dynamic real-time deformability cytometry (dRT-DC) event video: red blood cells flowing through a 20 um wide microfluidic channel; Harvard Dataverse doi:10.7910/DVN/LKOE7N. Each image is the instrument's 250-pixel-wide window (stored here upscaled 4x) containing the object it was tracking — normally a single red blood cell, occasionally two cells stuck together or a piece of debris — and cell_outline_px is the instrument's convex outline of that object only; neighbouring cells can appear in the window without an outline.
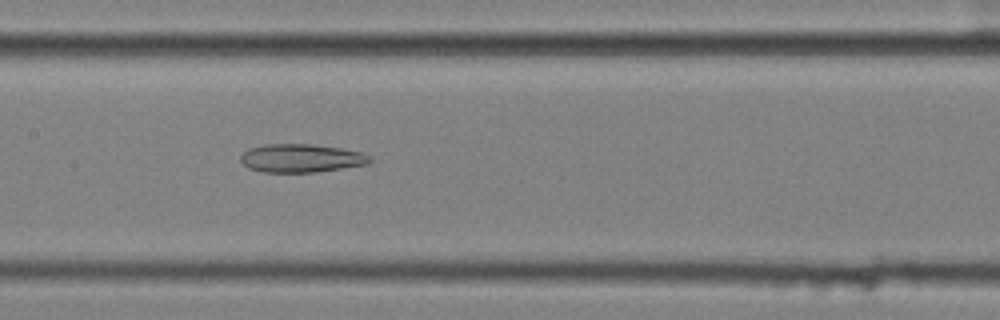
{"species": "common noctule bat (a hibernating species)", "species_latin": "Nyctalus noctula", "temperature_condition": "cold", "stored_images_in_passage": 57, "camera_frame_rate_fps": 3000, "um_per_image_px": 0.085, "animal": {"sex": "female", "body_mass_g": 25.1}, "frame": {"image": 1, "passage_image": 29, "time_ms": 9.333, "image_size_px": [1000, 320], "cell_outline_px": [[372, 160], [368, 164], [316, 172], [264, 172], [248, 168], [240, 160], [240, 156], [248, 148], [264, 144], [312, 144], [340, 148], [360, 152], [368, 156]], "centroid_in_image_um": [25.56, 13.44], "position_along_channel_um": 181.8, "area_um2": 21.27}}
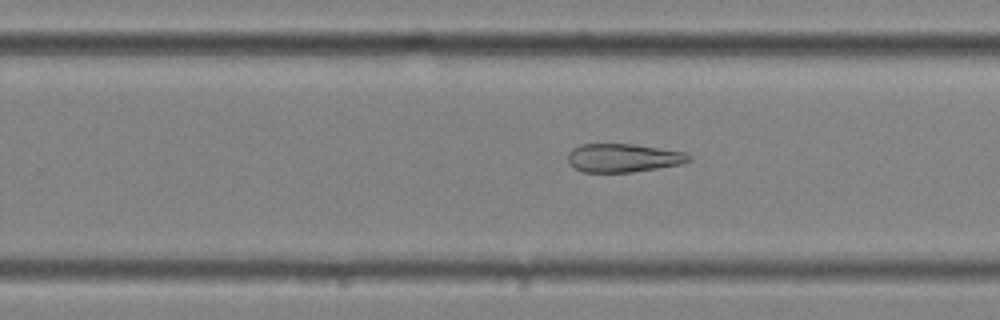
{"frame": {"image": 2, "passage_image": 37, "time_ms": 12.0, "image_size_px": [1000, 320], "cell_outline_px": [[692, 160], [680, 164], [632, 172], [584, 172], [568, 164], [568, 152], [572, 148], [580, 144], [636, 144], [684, 152], [692, 156]], "centroid_in_image_um": [52.96, 13.41], "position_along_channel_um": 276.8, "area_um2": 20.11}}
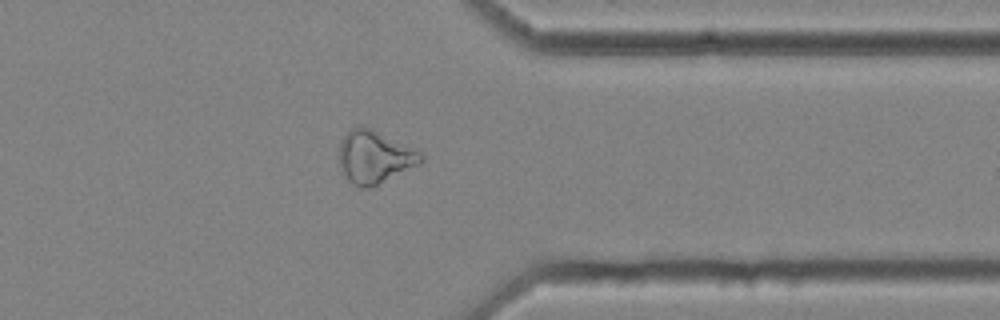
{"frame": {"image": 3, "passage_image": 46, "time_ms": 15.0, "image_size_px": [1000, 320], "cell_outline_px": [[424, 160], [420, 164], [372, 188], [360, 188], [352, 184], [340, 172], [340, 140], [352, 128], [360, 124], [372, 128], [420, 152], [424, 156]], "centroid_in_image_um": [31.82, 13.36], "position_along_channel_um": 379.6, "area_um2": 25.37}, "authors_computed_cell_mechanics": {"area_um2": 26.9348, "velocity_mm_per_s": 3.5729, "shape_relaxation_time_tau1_ms": null, "shape_relaxation_time_tau2_ms": 8.3081, "deformation_change_tau1": null, "deformation_change_tau2": 0.2151}}